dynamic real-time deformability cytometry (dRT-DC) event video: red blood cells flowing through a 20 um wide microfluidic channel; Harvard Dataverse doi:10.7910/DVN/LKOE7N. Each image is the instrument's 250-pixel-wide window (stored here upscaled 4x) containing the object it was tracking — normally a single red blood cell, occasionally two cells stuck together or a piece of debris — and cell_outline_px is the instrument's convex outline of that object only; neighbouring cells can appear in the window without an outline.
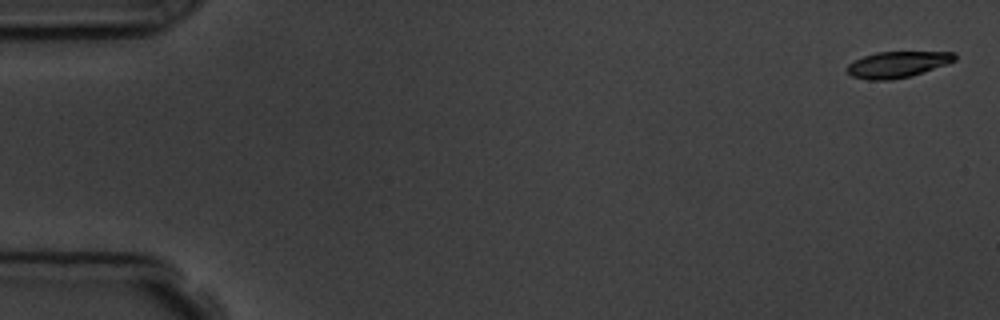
{"species": "common noctule bat (a hibernating species)", "species_latin": "Nyctalus noctula", "temperature_condition": "room temperature", "stored_images_in_passage": 7, "camera_frame_rate_fps": 3000, "um_per_image_px": 0.085, "animal": {"sex": "male", "body_mass_g": 19.5, "forearm_length_mm": 54.6}, "frame": {"image": 1, "passage_image": 1, "time_ms": 0.0, "image_size_px": [1000, 320], "cell_outline_px": [[956, 60], [948, 64], [912, 76], [892, 80], [868, 80], [852, 76], [844, 68], [848, 64], [864, 56], [876, 52], [956, 52]], "centroid_in_image_um": [76.3, 5.49], "position_along_channel_um": 8.7, "area_um2": 16.53}}
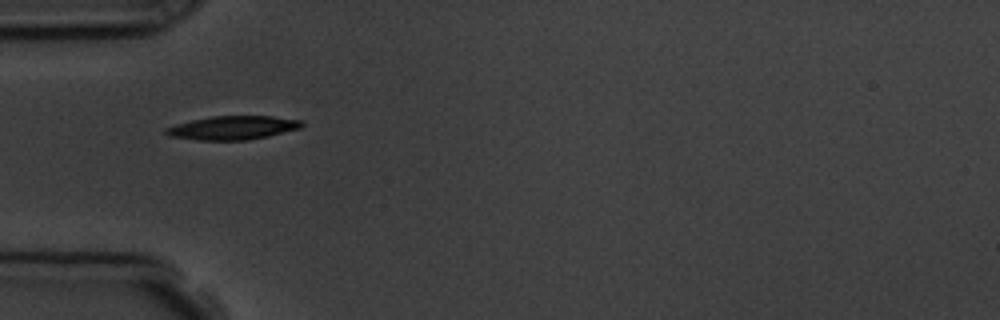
{"frame": {"image": 2, "passage_image": 5, "time_ms": 5.333, "image_size_px": [1000, 320], "cell_outline_px": [[304, 124], [300, 128], [268, 136], [248, 140], [196, 140], [168, 136], [164, 132], [164, 128], [176, 124], [192, 120], [212, 116], [272, 116], [300, 120]], "centroid_in_image_um": [19.75, 10.86], "position_along_channel_um": 65.3, "area_um2": 18.73}}
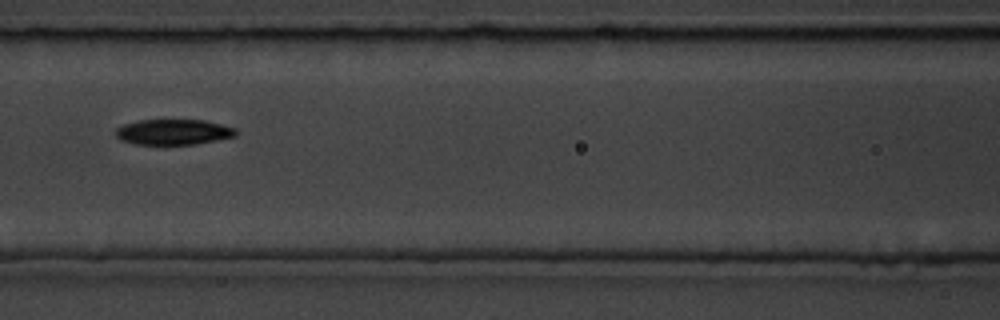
{"frame": {"image": 3, "passage_image": 7, "time_ms": 7.667, "image_size_px": [1000, 320], "cell_outline_px": [[236, 136], [196, 144], [136, 144], [120, 140], [116, 136], [116, 128], [124, 124], [140, 120], [204, 120], [236, 128]], "centroid_in_image_um": [14.73, 11.22], "position_along_channel_um": 151.9, "area_um2": 17.74}}